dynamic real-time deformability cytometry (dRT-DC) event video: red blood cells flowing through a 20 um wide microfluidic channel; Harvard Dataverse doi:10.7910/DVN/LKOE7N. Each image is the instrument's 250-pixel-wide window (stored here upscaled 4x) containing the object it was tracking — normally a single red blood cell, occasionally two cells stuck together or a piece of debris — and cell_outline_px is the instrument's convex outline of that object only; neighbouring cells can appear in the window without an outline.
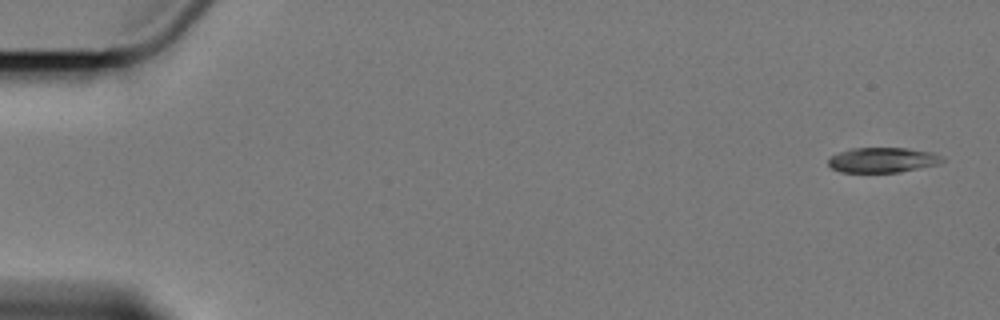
{"species": "Egyptian fruit bat (a non-hibernating species)", "species_latin": "Rousettus aegyptiacus", "temperature_condition": "cold", "stored_images_in_passage": 7, "camera_frame_rate_fps": 3000, "um_per_image_px": 0.085, "animal": {"sex": "female"}, "frame": {"image": 1, "passage_image": 1, "time_ms": 0.0, "image_size_px": [1000, 320], "cell_outline_px": [[944, 160], [940, 164], [900, 172], [840, 172], [832, 168], [828, 164], [828, 160], [832, 156], [840, 152], [852, 148], [904, 148], [932, 152], [940, 156]], "centroid_in_image_um": [75.03, 13.6], "position_along_channel_um": 10.0, "area_um2": 16.53}}
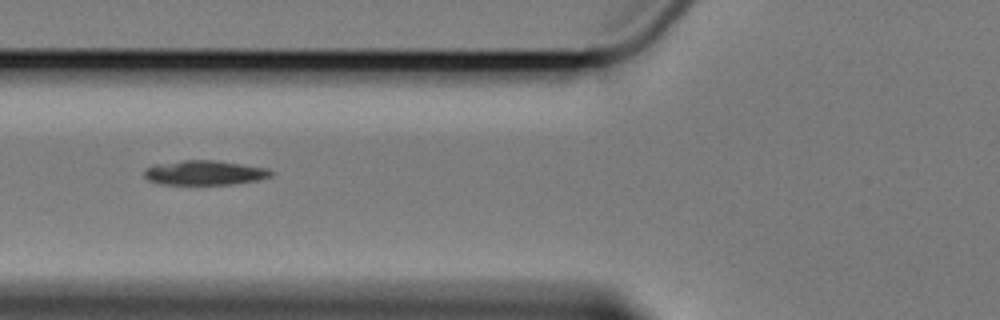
{"frame": {"image": 2, "passage_image": 5, "time_ms": 7.0, "image_size_px": [1000, 320], "cell_outline_px": [[276, 172], [272, 176], [256, 180], [232, 184], [164, 184], [148, 180], [144, 176], [144, 168], [152, 164], [184, 160], [212, 160], [268, 168]], "centroid_in_image_um": [17.37, 14.67], "position_along_channel_um": 108.4, "area_um2": 18.15}}
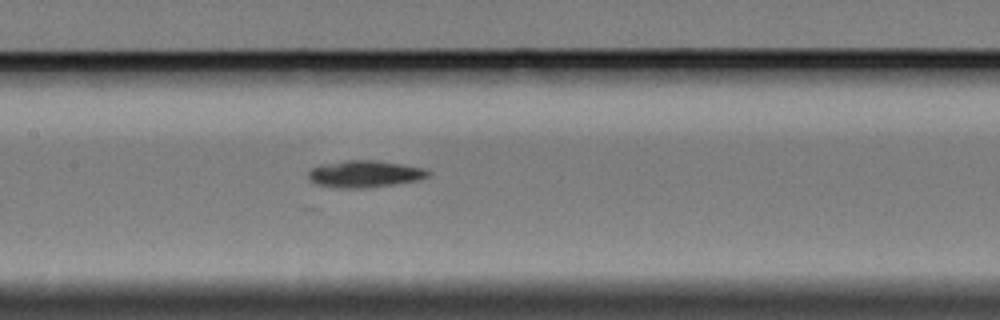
{"frame": {"image": 3, "passage_image": 7, "time_ms": 9.0, "image_size_px": [1000, 320], "cell_outline_px": [[428, 176], [416, 180], [392, 184], [360, 188], [340, 188], [316, 184], [308, 176], [308, 172], [312, 168], [320, 164], [348, 160], [376, 160], [424, 168], [428, 172]], "centroid_in_image_um": [30.95, 14.77], "position_along_channel_um": 176.5, "area_um2": 18.38}}